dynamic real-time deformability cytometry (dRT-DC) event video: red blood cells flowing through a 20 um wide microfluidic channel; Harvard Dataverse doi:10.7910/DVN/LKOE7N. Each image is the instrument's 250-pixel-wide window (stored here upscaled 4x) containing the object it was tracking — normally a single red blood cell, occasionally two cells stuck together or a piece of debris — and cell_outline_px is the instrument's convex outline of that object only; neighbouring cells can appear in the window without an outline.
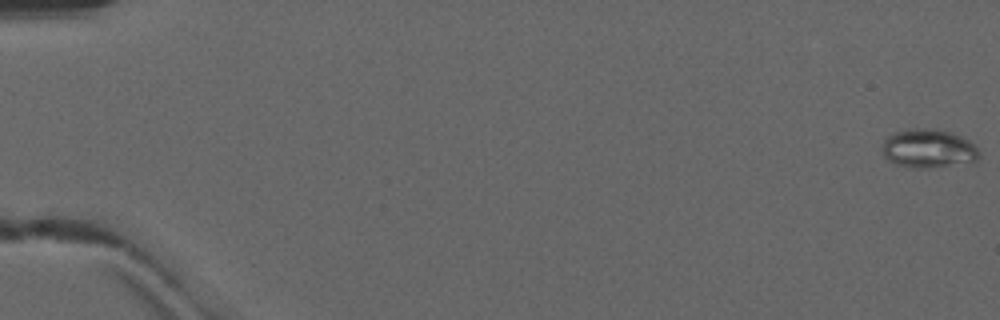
{"species": "common noctule bat (a hibernating species)", "species_latin": "Nyctalus noctula", "temperature_condition": "warm", "stored_images_in_passage": 3, "camera_frame_rate_fps": 3000, "um_per_image_px": 0.085, "animal": {"sex": "male", "forearm_length_mm": 52.5}, "frame": {"image": 1, "passage_image": 1, "time_ms": 0.0, "image_size_px": [1000, 320], "cell_outline_px": [[980, 156], [972, 164], [928, 168], [912, 168], [896, 164], [888, 160], [884, 156], [884, 140], [888, 136], [896, 132], [908, 128], [932, 128], [948, 132], [960, 136], [968, 140], [976, 148]], "centroid_in_image_um": [78.94, 12.65], "position_along_channel_um": 6.1, "area_um2": 22.02}}